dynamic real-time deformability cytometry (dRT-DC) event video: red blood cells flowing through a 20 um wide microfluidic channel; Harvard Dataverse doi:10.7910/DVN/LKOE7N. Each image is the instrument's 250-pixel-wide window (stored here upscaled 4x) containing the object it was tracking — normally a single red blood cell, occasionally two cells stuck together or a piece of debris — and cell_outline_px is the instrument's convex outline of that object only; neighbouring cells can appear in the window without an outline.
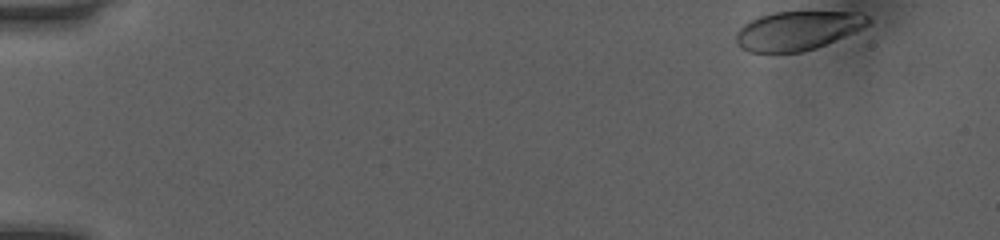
{"species": "human", "species_latin": "Homo sapiens", "temperature_condition": "room temperature", "stored_images_in_passage": 43, "camera_frame_rate_fps": 3000, "um_per_image_px": 0.085, "donor": {"sex": "female"}, "frame": {"image": 1, "passage_image": 1, "time_ms": 0.0, "image_size_px": [1000, 240], "cell_outline_px": [[872, 24], [816, 48], [800, 52], [748, 52], [740, 48], [736, 44], [736, 32], [748, 20], [760, 16], [776, 12], [860, 12], [868, 16], [872, 20]], "centroid_in_image_um": [67.79, 2.6], "position_along_channel_um": 17.2, "area_um2": 30.06}}
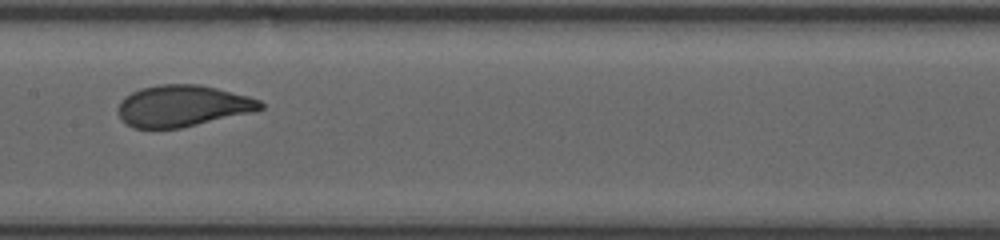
{"frame": {"image": 2, "passage_image": 24, "time_ms": 7.667, "image_size_px": [1000, 240], "cell_outline_px": [[264, 108], [252, 112], [180, 128], [132, 128], [120, 116], [120, 100], [124, 96], [140, 88], [160, 84], [200, 84], [248, 96], [260, 100], [264, 104]], "centroid_in_image_um": [15.54, 8.99], "position_along_channel_um": 191.9, "area_um2": 34.1}}
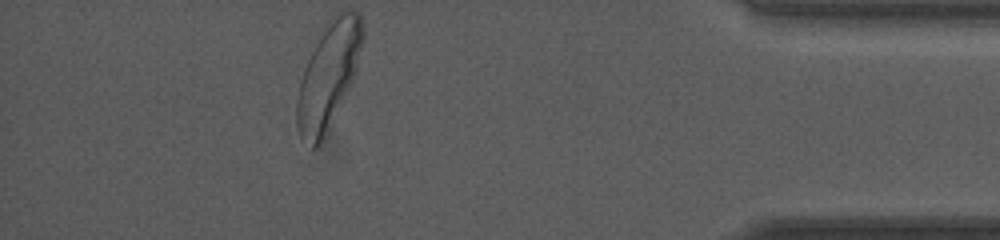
{"frame": {"image": 3, "passage_image": 43, "time_ms": 14.0, "image_size_px": [1000, 240], "cell_outline_px": [[364, 40], [356, 72], [324, 140], [316, 148], [312, 148], [300, 136], [296, 124], [296, 100], [300, 80], [304, 68], [328, 20], [336, 12], [360, 12], [364, 20]], "centroid_in_image_um": [27.94, 6.42], "position_along_channel_um": 407.3, "area_um2": 40.58}, "authors_computed_cell_mechanics": {"area_um2": 34.2754, "velocity_mm_per_s": 4.0476, "shape_relaxation_time_tau1_ms": 2.3761, "shape_relaxation_time_tau2_ms": null, "deformation_change_tau1": 0.1413, "deformation_change_tau2": null}}